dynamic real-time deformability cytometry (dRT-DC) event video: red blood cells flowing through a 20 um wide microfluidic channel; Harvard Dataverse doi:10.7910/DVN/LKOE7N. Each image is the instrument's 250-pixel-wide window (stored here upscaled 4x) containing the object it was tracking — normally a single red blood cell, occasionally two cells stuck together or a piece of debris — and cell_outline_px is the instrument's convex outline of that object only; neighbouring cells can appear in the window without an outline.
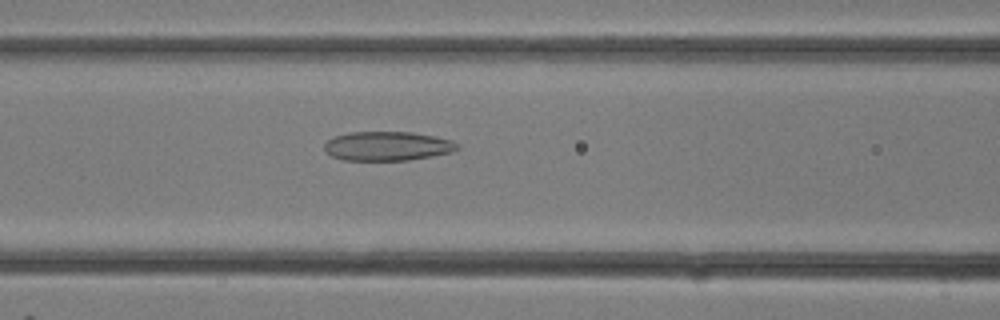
{"species": "common noctule bat (a hibernating species)", "species_latin": "Nyctalus noctula", "temperature_condition": "room temperature", "stored_images_in_passage": 25, "camera_frame_rate_fps": 3000, "um_per_image_px": 0.085, "animal": {"sex": "female"}, "frame": {"image": 1, "passage_image": 7, "time_ms": 2.0, "image_size_px": [1000, 320], "cell_outline_px": [[460, 148], [452, 152], [432, 156], [408, 160], [344, 160], [332, 156], [324, 152], [324, 144], [328, 140], [336, 136], [352, 132], [412, 132], [436, 136], [452, 140], [460, 144]], "centroid_in_image_um": [32.96, 12.42], "position_along_channel_um": 133.6, "area_um2": 22.72}}
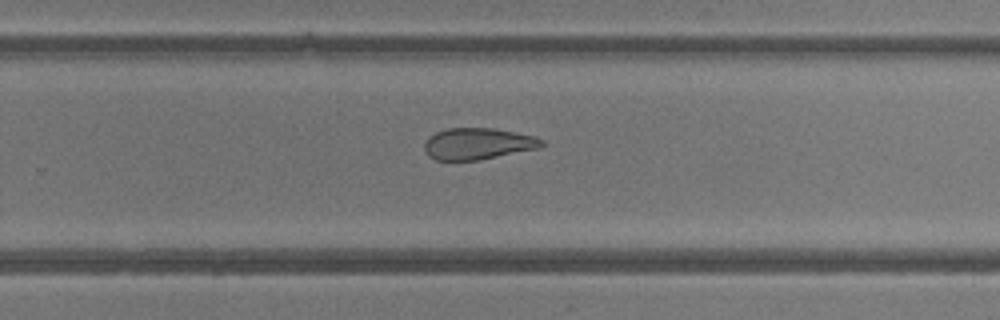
{"frame": {"image": 2, "passage_image": 14, "time_ms": 4.333, "image_size_px": [1000, 320], "cell_outline_px": [[544, 144], [540, 148], [480, 160], [436, 160], [428, 156], [424, 148], [424, 144], [428, 136], [436, 132], [448, 128], [492, 128], [536, 136], [544, 140]], "centroid_in_image_um": [40.62, 12.22], "position_along_channel_um": 289.2, "area_um2": 21.68}}
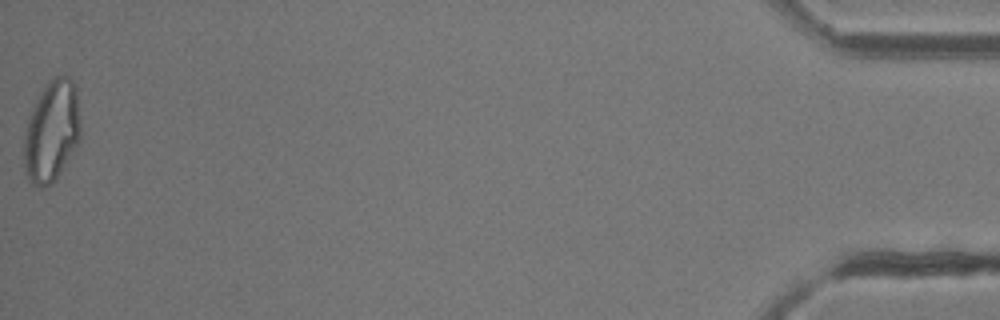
{"frame": {"image": 3, "passage_image": 25, "time_ms": 8.0, "image_size_px": [1000, 320], "cell_outline_px": [[80, 136], [76, 144], [56, 180], [52, 184], [44, 188], [40, 188], [32, 184], [28, 180], [24, 172], [24, 136], [28, 120], [44, 88], [56, 76], [68, 76], [76, 84], [80, 120]], "centroid_in_image_um": [4.4, 11.22], "position_along_channel_um": 430.8, "area_um2": 33.0}}